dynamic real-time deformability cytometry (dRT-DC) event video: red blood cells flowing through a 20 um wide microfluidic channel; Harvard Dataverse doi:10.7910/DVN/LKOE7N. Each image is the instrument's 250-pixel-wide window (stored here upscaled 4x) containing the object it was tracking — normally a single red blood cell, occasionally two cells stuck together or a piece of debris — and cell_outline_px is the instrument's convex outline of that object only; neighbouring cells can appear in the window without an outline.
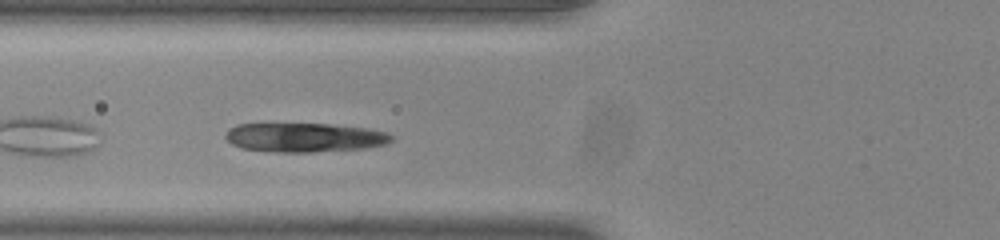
{"species": "common noctule bat (a hibernating species)", "species_latin": "Nyctalus noctula", "temperature_condition": "room temperature", "stored_images_in_passage": 41, "camera_frame_rate_fps": 3000, "um_per_image_px": 0.085, "animal": {"sex": "male", "body_mass_g": 20.0, "forearm_length_mm": 53.3}, "frame": {"image": 1, "passage_image": 5, "time_ms": 1.333, "image_size_px": [1000, 240], "cell_outline_px": [[392, 140], [388, 144], [364, 148], [312, 152], [276, 152], [244, 148], [232, 144], [224, 136], [228, 128], [236, 124], [328, 124], [368, 128], [384, 132], [392, 136]], "centroid_in_image_um": [25.87, 11.68], "position_along_channel_um": 99.9, "area_um2": 28.03}}
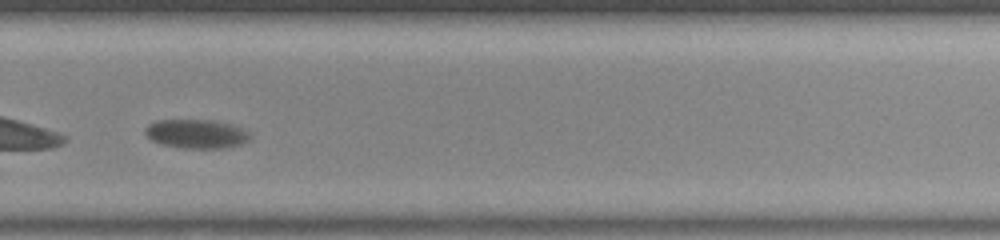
{"frame": {"image": 2, "passage_image": 23, "time_ms": 7.333, "image_size_px": [1000, 240], "cell_outline_px": [[252, 136], [248, 140], [240, 144], [220, 148], [184, 148], [164, 144], [152, 140], [144, 132], [144, 128], [148, 124], [156, 120], [212, 120], [232, 124], [252, 132]], "centroid_in_image_um": [16.72, 11.36], "position_along_channel_um": 313.1, "area_um2": 17.69}}
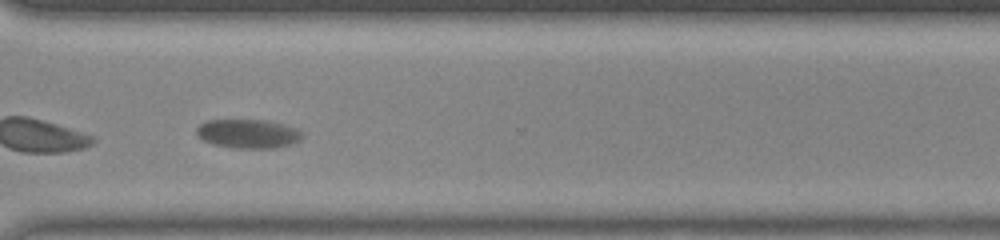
{"frame": {"image": 3, "passage_image": 26, "time_ms": 8.333, "image_size_px": [1000, 240], "cell_outline_px": [[304, 136], [300, 140], [292, 144], [272, 148], [232, 148], [212, 144], [204, 140], [196, 132], [196, 128], [200, 124], [208, 120], [264, 120], [284, 124], [296, 128]], "centroid_in_image_um": [21.1, 11.37], "position_along_channel_um": 349.5, "area_um2": 17.8}}